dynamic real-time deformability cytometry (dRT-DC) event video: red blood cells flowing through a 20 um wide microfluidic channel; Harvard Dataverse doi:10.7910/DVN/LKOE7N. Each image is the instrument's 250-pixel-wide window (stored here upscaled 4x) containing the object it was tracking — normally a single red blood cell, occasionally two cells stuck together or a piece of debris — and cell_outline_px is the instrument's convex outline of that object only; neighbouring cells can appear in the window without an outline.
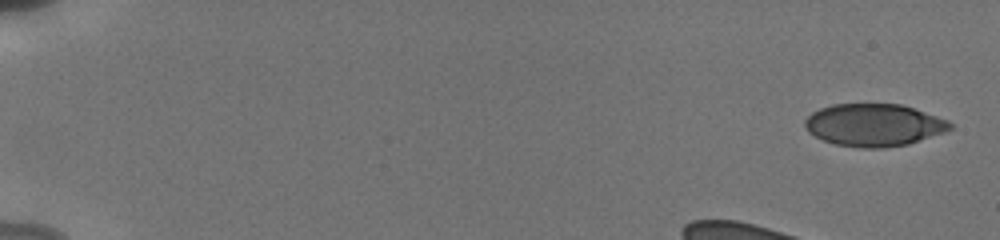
{"species": "human", "species_latin": "Homo sapiens", "temperature_condition": "cold", "stored_images_in_passage": 14, "camera_frame_rate_fps": 3000, "um_per_image_px": 0.085, "donor": {"sex": "male"}, "frame": {"image": 1, "passage_image": 1, "time_ms": 0.0, "image_size_px": [1000, 240], "cell_outline_px": [[952, 128], [944, 132], [908, 144], [880, 148], [860, 148], [836, 144], [824, 140], [808, 132], [804, 124], [804, 120], [812, 112], [820, 108], [832, 104], [900, 104], [948, 120], [952, 124]], "centroid_in_image_um": [74.26, 10.62], "position_along_channel_um": 10.7, "area_um2": 35.66}}
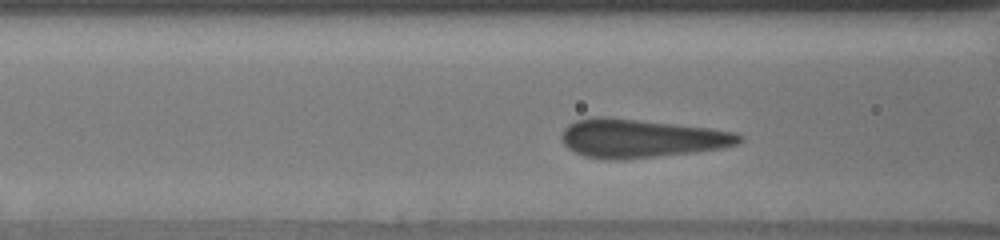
{"frame": {"image": 2, "passage_image": 12, "time_ms": 6.0, "image_size_px": [1000, 240], "cell_outline_px": [[744, 140], [736, 144], [724, 148], [692, 152], [624, 160], [608, 160], [584, 156], [568, 148], [564, 144], [560, 136], [564, 128], [568, 124], [576, 120], [592, 116], [608, 116], [708, 128], [736, 132], [744, 136]], "centroid_in_image_um": [54.46, 11.75], "position_along_channel_um": 112.1, "area_um2": 40.17}}